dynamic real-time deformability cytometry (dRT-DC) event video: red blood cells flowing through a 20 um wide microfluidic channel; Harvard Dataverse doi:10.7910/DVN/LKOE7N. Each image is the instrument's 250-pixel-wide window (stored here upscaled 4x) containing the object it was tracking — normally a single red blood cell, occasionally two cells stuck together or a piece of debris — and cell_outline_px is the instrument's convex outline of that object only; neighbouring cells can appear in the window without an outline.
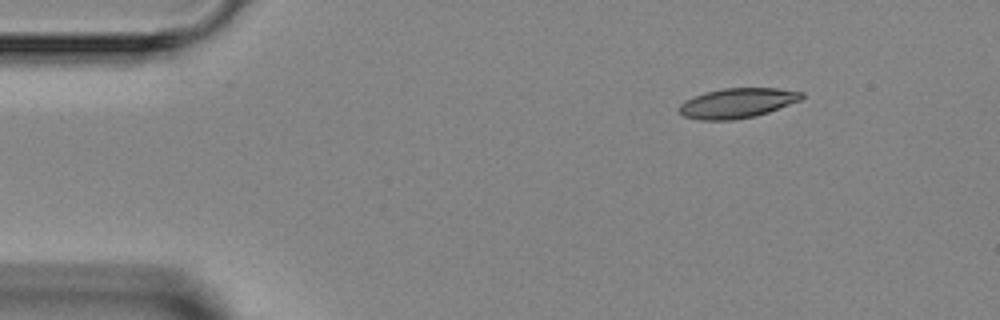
{"species": "Egyptian fruit bat (a non-hibernating species)", "species_latin": "Rousettus aegyptiacus", "temperature_condition": "room temperature", "stored_images_in_passage": 3, "segment_of_instrument_passage": [2, 2], "camera_frame_rate_fps": 3000, "um_per_image_px": 0.085, "animal": {"sex": "female"}, "frame": {"image": 1, "passage_image": 3, "time_ms": 2.333, "image_size_px": [1000, 320], "cell_outline_px": [[804, 96], [800, 100], [768, 112], [756, 116], [732, 120], [700, 120], [684, 116], [680, 112], [680, 104], [684, 100], [704, 92], [724, 88], [776, 88], [804, 92]], "centroid_in_image_um": [62.66, 8.76], "position_along_channel_um": 22.3, "area_um2": 21.27}}